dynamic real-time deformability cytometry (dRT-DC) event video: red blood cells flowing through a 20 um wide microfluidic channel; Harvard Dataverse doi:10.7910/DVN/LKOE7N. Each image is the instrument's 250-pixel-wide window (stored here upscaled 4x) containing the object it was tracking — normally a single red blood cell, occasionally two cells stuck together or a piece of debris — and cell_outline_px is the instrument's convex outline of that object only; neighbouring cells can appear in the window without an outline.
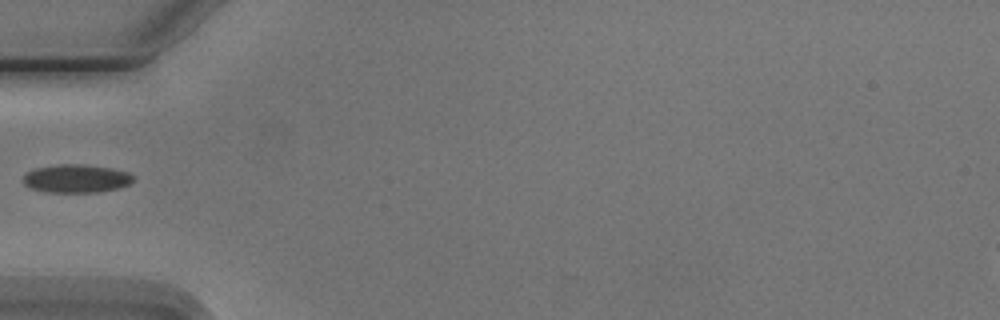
{"species": "Egyptian fruit bat (a non-hibernating species)", "species_latin": "Rousettus aegyptiacus", "temperature_condition": "cold", "stored_images_in_passage": 7, "camera_frame_rate_fps": 3000, "um_per_image_px": 0.085, "animal": {"sex": "male"}, "frame": {"image": 1, "passage_image": 7, "time_ms": 7.0, "image_size_px": [1000, 320], "cell_outline_px": [[136, 180], [128, 184], [116, 188], [100, 192], [48, 192], [32, 188], [24, 184], [24, 176], [28, 172], [36, 168], [60, 164], [80, 164], [112, 168], [128, 172], [136, 176]], "centroid_in_image_um": [6.54, 15.17], "position_along_channel_um": 78.5, "area_um2": 18.03}}